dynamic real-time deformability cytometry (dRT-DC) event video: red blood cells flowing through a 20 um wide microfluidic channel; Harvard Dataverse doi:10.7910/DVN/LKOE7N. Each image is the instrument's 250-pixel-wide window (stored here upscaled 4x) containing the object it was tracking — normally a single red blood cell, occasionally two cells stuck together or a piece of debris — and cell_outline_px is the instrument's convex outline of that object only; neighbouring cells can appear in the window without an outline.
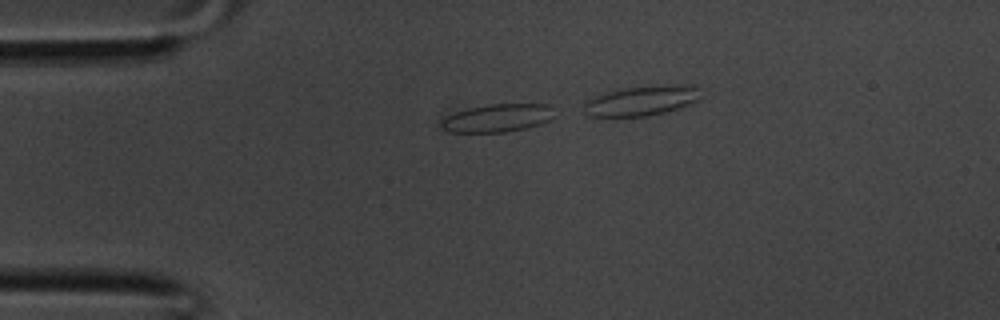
{"species": "common noctule bat (a hibernating species)", "species_latin": "Nyctalus noctula", "temperature_condition": "room temperature", "stored_images_in_passage": 12, "camera_frame_rate_fps": 3000, "um_per_image_px": 0.085, "animal": {"sex": "male", "body_mass_g": 20.1, "forearm_length_mm": 53.5}, "frame": {"image": 1, "passage_image": 7, "time_ms": 2.0, "image_size_px": [1000, 320], "cell_outline_px": [[556, 116], [552, 120], [540, 124], [524, 128], [504, 132], [452, 132], [444, 128], [440, 124], [440, 120], [456, 112], [468, 108], [488, 104], [552, 104]], "centroid_in_image_um": [42.37, 10.01], "position_along_channel_um": 42.6, "area_um2": 18.55}}